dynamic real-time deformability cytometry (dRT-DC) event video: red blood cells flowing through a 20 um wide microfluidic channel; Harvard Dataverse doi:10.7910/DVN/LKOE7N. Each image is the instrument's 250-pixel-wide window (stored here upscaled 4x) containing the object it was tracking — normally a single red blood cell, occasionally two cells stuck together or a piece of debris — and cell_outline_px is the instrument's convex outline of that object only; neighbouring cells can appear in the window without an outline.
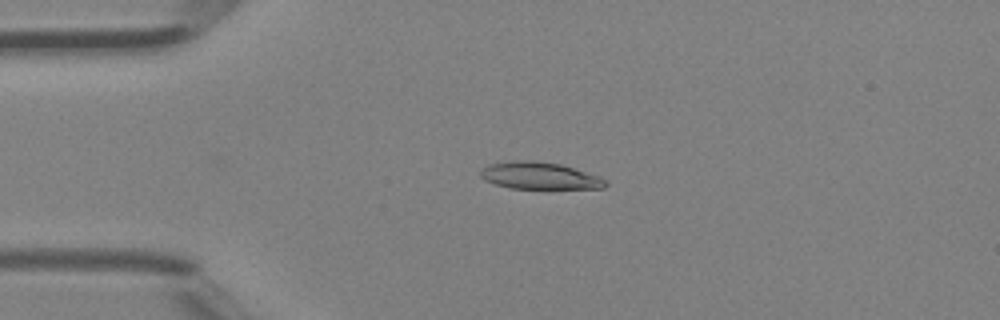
{"species": "Egyptian fruit bat (a non-hibernating species)", "species_latin": "Rousettus aegyptiacus", "temperature_condition": "room temperature", "stored_images_in_passage": 3, "camera_frame_rate_fps": 3000, "um_per_image_px": 0.085, "animal": {"sex": "female"}, "frame": {"image": 1, "passage_image": 3, "time_ms": 0.667, "image_size_px": [1000, 320], "cell_outline_px": [[608, 184], [604, 188], [508, 188], [484, 180], [480, 176], [480, 172], [488, 164], [516, 160], [532, 160], [560, 164], [596, 176], [604, 180]], "centroid_in_image_um": [45.8, 14.93], "position_along_channel_um": 39.2, "area_um2": 19.31}}